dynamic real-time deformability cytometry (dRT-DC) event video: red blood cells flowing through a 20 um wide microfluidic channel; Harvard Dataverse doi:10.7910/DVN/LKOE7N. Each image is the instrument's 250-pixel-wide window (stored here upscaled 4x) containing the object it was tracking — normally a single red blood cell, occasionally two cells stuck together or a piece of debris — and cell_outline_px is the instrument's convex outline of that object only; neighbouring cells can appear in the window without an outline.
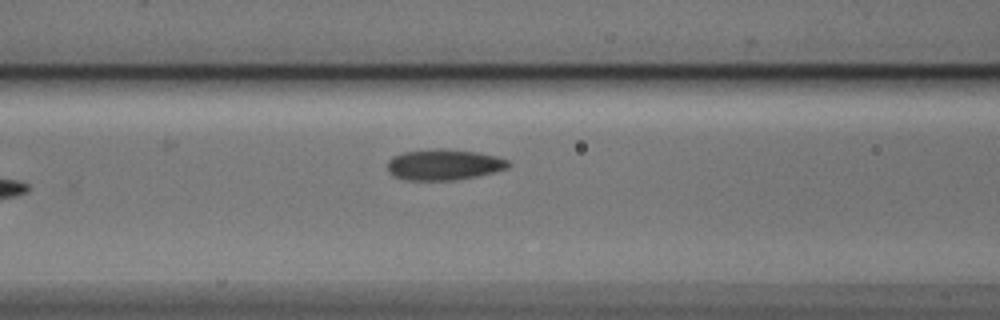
{"species": "Egyptian fruit bat (a non-hibernating species)", "species_latin": "Rousettus aegyptiacus", "temperature_condition": "cold", "stored_images_in_passage": 5, "camera_frame_rate_fps": 3000, "um_per_image_px": 0.085, "animal": {"sex": "male"}, "frame": {"image": 1, "passage_image": 4, "time_ms": 1.0, "image_size_px": [1000, 320], "cell_outline_px": [[512, 164], [508, 168], [476, 176], [456, 180], [404, 180], [392, 176], [388, 172], [388, 160], [392, 156], [404, 152], [436, 148], [440, 148], [476, 152], [496, 156], [508, 160]], "centroid_in_image_um": [37.7, 14.0], "position_along_channel_um": 128.9, "area_um2": 21.85}}